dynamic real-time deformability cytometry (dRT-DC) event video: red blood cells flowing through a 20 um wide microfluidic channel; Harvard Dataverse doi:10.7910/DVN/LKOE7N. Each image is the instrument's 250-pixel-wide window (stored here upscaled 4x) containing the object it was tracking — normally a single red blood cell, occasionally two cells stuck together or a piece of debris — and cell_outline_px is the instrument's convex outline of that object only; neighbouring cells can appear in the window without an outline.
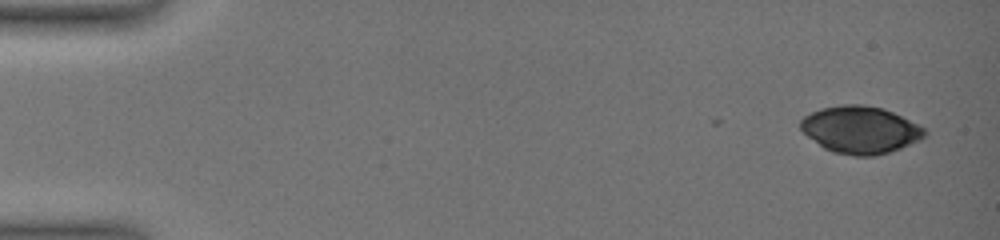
{"species": "common noctule bat (a hibernating species)", "species_latin": "Nyctalus noctula", "temperature_condition": "warm", "stored_images_in_passage": 3, "camera_frame_rate_fps": 3000, "um_per_image_px": 0.085, "animal": {"sex": "female", "body_mass_g": 19.0, "forearm_length_mm": 51.5}, "frame": {"image": 1, "passage_image": 3, "time_ms": 1.0, "image_size_px": [1000, 240], "cell_outline_px": [[928, 132], [920, 140], [900, 148], [888, 152], [872, 156], [852, 156], [832, 152], [824, 148], [808, 136], [800, 128], [800, 120], [804, 116], [820, 108], [840, 104], [864, 104], [884, 108], [924, 128]], "centroid_in_image_um": [73.1, 11.02], "position_along_channel_um": 11.9, "area_um2": 34.1}}